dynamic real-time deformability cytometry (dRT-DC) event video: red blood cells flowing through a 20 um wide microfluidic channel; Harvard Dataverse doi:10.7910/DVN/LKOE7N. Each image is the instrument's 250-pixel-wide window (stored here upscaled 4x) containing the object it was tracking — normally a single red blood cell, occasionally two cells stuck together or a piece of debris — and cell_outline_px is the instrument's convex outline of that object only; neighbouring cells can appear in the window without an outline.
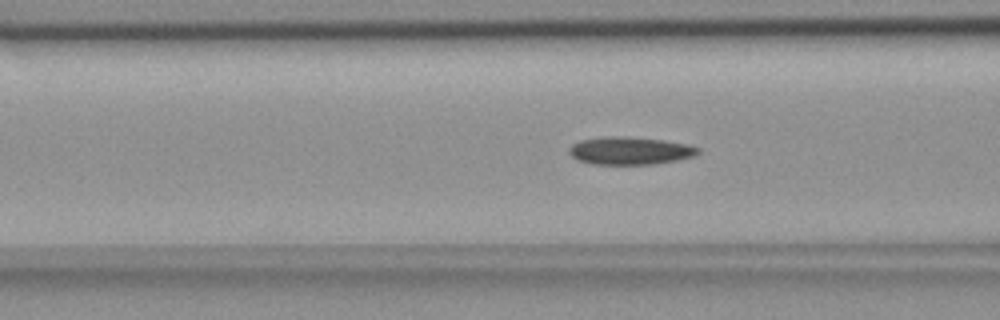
{"species": "common noctule bat (a hibernating species)", "species_latin": "Nyctalus noctula", "temperature_condition": "room temperature", "stored_images_in_passage": 49, "camera_frame_rate_fps": 3000, "um_per_image_px": 0.085, "animal": {"sex": "female", "body_mass_g": 18.4}, "frame": {"image": 1, "passage_image": 15, "time_ms": 4.667, "image_size_px": [1000, 320], "cell_outline_px": [[700, 152], [696, 156], [676, 160], [652, 164], [592, 164], [576, 160], [568, 152], [568, 148], [572, 144], [580, 140], [604, 136], [628, 136], [664, 140], [688, 144], [700, 148]], "centroid_in_image_um": [53.54, 12.8], "position_along_channel_um": 113.1, "area_um2": 21.1}}
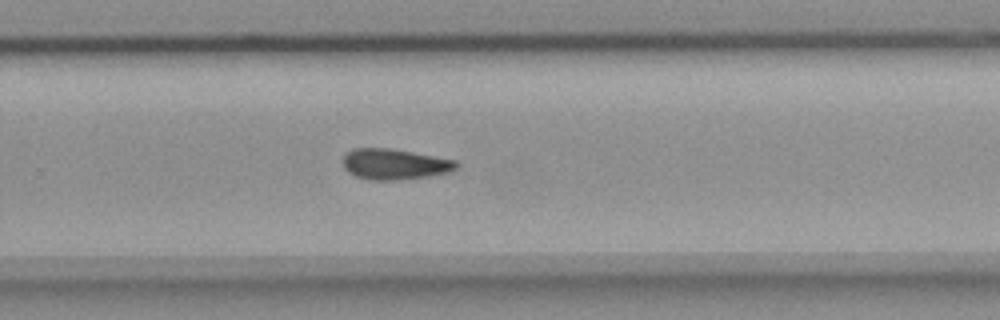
{"frame": {"image": 2, "passage_image": 30, "time_ms": 9.667, "image_size_px": [1000, 320], "cell_outline_px": [[460, 168], [448, 172], [428, 176], [396, 180], [368, 180], [356, 176], [348, 172], [344, 168], [344, 152], [352, 148], [388, 148], [412, 152], [456, 160], [460, 164]], "centroid_in_image_um": [33.54, 13.95], "position_along_channel_um": 296.3, "area_um2": 20.4}}
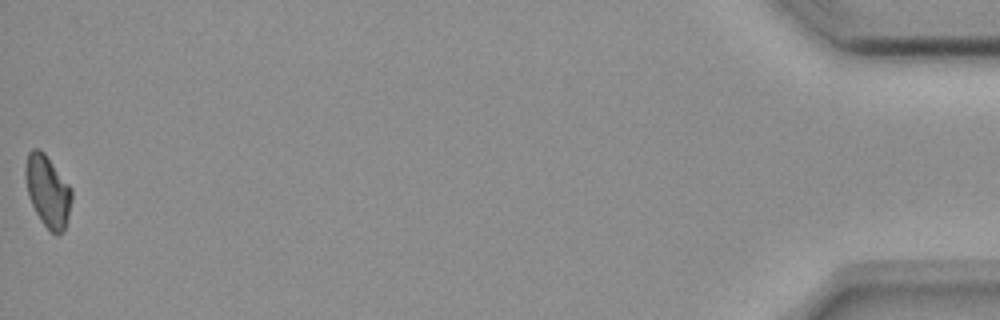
{"frame": {"image": 3, "passage_image": 49, "time_ms": 16.0, "image_size_px": [1000, 320], "cell_outline_px": [[72, 200], [68, 216], [64, 228], [56, 236], [40, 220], [28, 196], [24, 176], [24, 168], [28, 152], [32, 148], [40, 148], [44, 152], [72, 188]], "centroid_in_image_um": [4.04, 16.2], "position_along_channel_um": 431.2, "area_um2": 19.36}}